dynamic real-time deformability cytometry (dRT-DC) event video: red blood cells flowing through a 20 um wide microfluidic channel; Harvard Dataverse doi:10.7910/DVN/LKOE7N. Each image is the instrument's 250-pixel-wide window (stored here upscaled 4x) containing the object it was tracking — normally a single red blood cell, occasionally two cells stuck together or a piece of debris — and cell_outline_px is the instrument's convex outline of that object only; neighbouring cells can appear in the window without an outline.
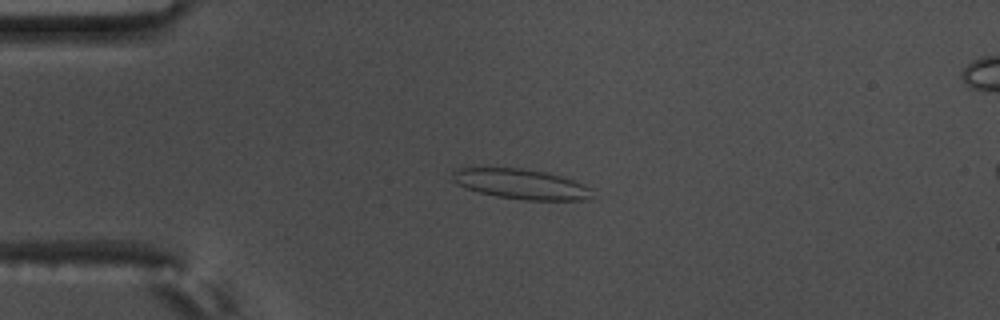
{"species": "common noctule bat (a hibernating species)", "species_latin": "Nyctalus noctula", "temperature_condition": "warm", "stored_images_in_passage": 55, "camera_frame_rate_fps": 3000, "um_per_image_px": 0.085, "animal": {"sex": "male", "body_mass_g": 17.5, "forearm_length_mm": 52.3}, "frame": {"image": 1, "passage_image": 12, "time_ms": 3.667, "image_size_px": [1000, 320], "cell_outline_px": [[592, 196], [588, 200], [524, 200], [496, 196], [480, 192], [468, 188], [452, 180], [452, 172], [460, 168], [520, 168], [544, 172], [560, 176], [584, 184], [588, 188]], "centroid_in_image_um": [44.3, 15.65], "position_along_channel_um": 40.7, "area_um2": 24.04}}
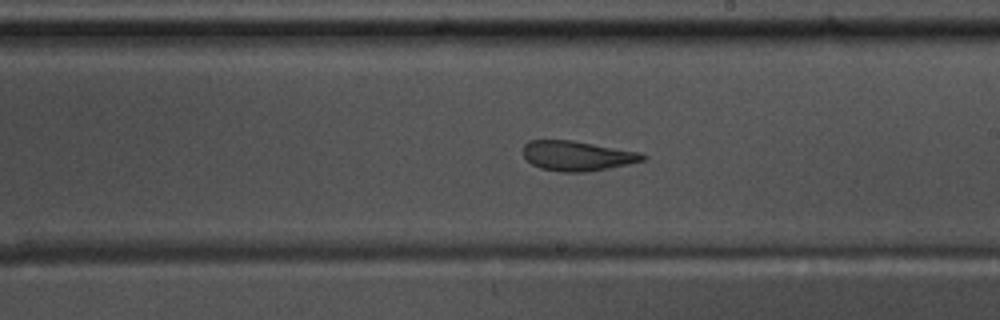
{"frame": {"image": 2, "passage_image": 31, "time_ms": 10.0, "image_size_px": [1000, 320], "cell_outline_px": [[648, 156], [644, 160], [628, 164], [588, 172], [560, 172], [540, 168], [532, 164], [524, 156], [524, 144], [528, 140], [572, 140], [640, 152]], "centroid_in_image_um": [49.06, 13.24], "position_along_channel_um": 239.9, "area_um2": 20.81}}
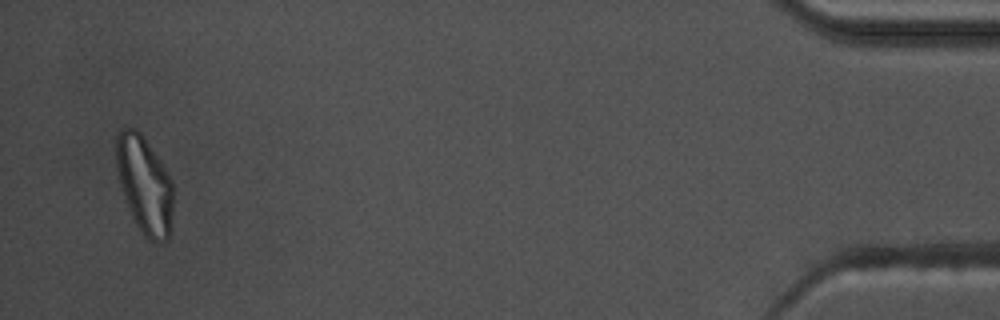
{"frame": {"image": 3, "passage_image": 53, "time_ms": 17.333, "image_size_px": [1000, 320], "cell_outline_px": [[172, 232], [168, 240], [148, 240], [144, 236], [136, 224], [132, 216], [124, 196], [116, 168], [116, 136], [120, 128], [136, 128], [140, 132], [172, 180]], "centroid_in_image_um": [12.28, 15.72], "position_along_channel_um": 422.9, "area_um2": 32.02}, "authors_computed_cell_mechanics": {"area_um2": 23.8714, "velocity_mm_per_s": 3.6132, "shape_relaxation_time_tau1_ms": null, "shape_relaxation_time_tau2_ms": 1.4511, "deformation_change_tau1": null, "deformation_change_tau2": 0.0876}}